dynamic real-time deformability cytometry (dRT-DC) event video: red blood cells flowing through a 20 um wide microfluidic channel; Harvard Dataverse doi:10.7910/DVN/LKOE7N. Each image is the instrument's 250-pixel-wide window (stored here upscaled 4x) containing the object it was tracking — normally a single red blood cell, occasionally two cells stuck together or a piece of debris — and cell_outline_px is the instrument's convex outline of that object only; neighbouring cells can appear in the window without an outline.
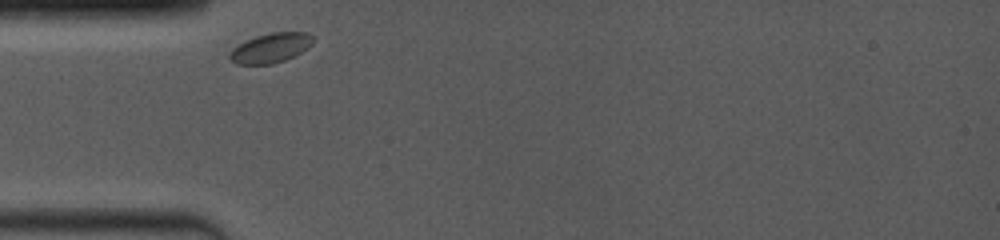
{"species": "common noctule bat (a hibernating species)", "species_latin": "Nyctalus noctula", "temperature_condition": "room temperature", "stored_images_in_passage": 10, "camera_frame_rate_fps": 4000, "um_per_image_px": 0.085, "animal": {"sex": "female", "body_mass_g": 19.0, "forearm_length_mm": 53.3}, "frame": {"image": 1, "passage_image": 1, "time_ms": 0.0, "image_size_px": [1000, 240], "cell_outline_px": [[312, 44], [300, 52], [284, 60], [272, 64], [236, 64], [228, 56], [232, 48], [244, 40], [268, 32], [308, 32], [312, 36]], "centroid_in_image_um": [22.96, 4.06], "position_along_channel_um": 62.0, "area_um2": 14.33}}
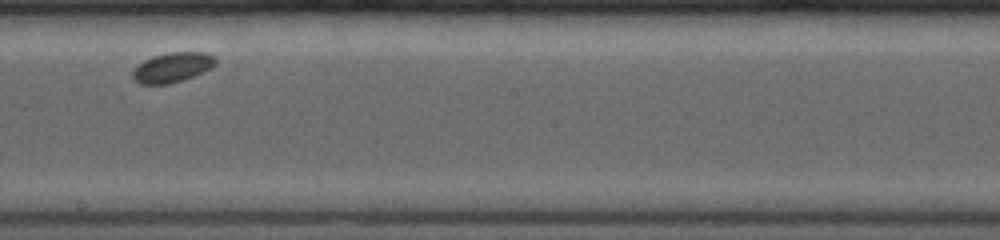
{"frame": {"image": 2, "passage_image": 5, "time_ms": 4.75, "image_size_px": [1000, 240], "cell_outline_px": [[216, 64], [212, 68], [204, 72], [168, 84], [140, 84], [132, 76], [132, 68], [144, 60], [152, 56], [168, 52], [208, 52], [216, 56]], "centroid_in_image_um": [14.67, 5.7], "position_along_channel_um": 233.5, "area_um2": 14.57}}
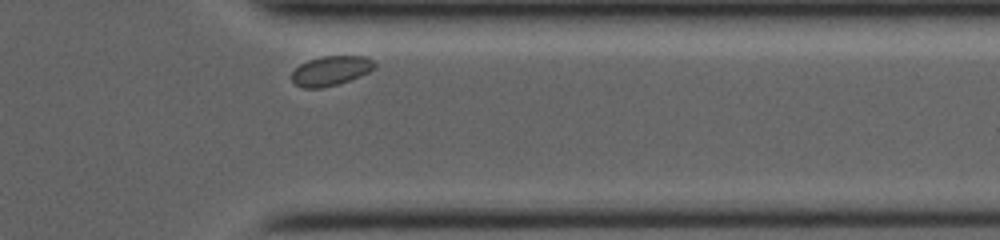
{"frame": {"image": 3, "passage_image": 9, "time_ms": 8.75, "image_size_px": [1000, 240], "cell_outline_px": [[376, 68], [360, 76], [336, 84], [320, 88], [304, 88], [296, 84], [292, 80], [292, 72], [300, 64], [308, 60], [320, 56], [368, 56], [376, 64]], "centroid_in_image_um": [28.14, 5.99], "position_along_channel_um": 383.3, "area_um2": 14.22}, "authors_computed_cell_mechanics": {"area_um2": 14.3344, "velocity_mm_per_s": 3.6882, "shape_relaxation_time_tau1_ms": 0.2702, "shape_relaxation_time_tau2_ms": null, "deformation_change_tau1": 0.0075, "deformation_change_tau2": null}}